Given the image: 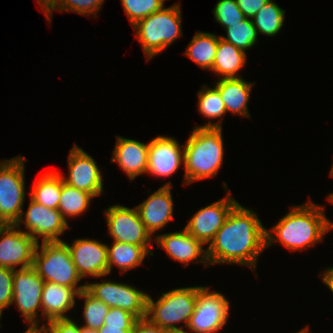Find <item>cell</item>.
Returning a JSON list of instances; mask_svg holds the SVG:
<instances>
[{
  "label": "cell",
  "instance_id": "cell-14",
  "mask_svg": "<svg viewBox=\"0 0 333 333\" xmlns=\"http://www.w3.org/2000/svg\"><path fill=\"white\" fill-rule=\"evenodd\" d=\"M226 196L211 203L192 215L184 227L192 236L201 241L204 246L209 245L214 239L216 232L223 226L229 212L238 203L228 190L224 182Z\"/></svg>",
  "mask_w": 333,
  "mask_h": 333
},
{
  "label": "cell",
  "instance_id": "cell-9",
  "mask_svg": "<svg viewBox=\"0 0 333 333\" xmlns=\"http://www.w3.org/2000/svg\"><path fill=\"white\" fill-rule=\"evenodd\" d=\"M44 280L38 275L33 266L16 269L13 273L12 304L21 312L24 322L30 328L40 326L38 311L42 312V290Z\"/></svg>",
  "mask_w": 333,
  "mask_h": 333
},
{
  "label": "cell",
  "instance_id": "cell-48",
  "mask_svg": "<svg viewBox=\"0 0 333 333\" xmlns=\"http://www.w3.org/2000/svg\"><path fill=\"white\" fill-rule=\"evenodd\" d=\"M330 174H329V176H331L332 178H333V164H332V167H331V169H330V172H329Z\"/></svg>",
  "mask_w": 333,
  "mask_h": 333
},
{
  "label": "cell",
  "instance_id": "cell-16",
  "mask_svg": "<svg viewBox=\"0 0 333 333\" xmlns=\"http://www.w3.org/2000/svg\"><path fill=\"white\" fill-rule=\"evenodd\" d=\"M76 266L78 274L84 277H106L108 275L107 244L95 239H75L71 244L63 241Z\"/></svg>",
  "mask_w": 333,
  "mask_h": 333
},
{
  "label": "cell",
  "instance_id": "cell-39",
  "mask_svg": "<svg viewBox=\"0 0 333 333\" xmlns=\"http://www.w3.org/2000/svg\"><path fill=\"white\" fill-rule=\"evenodd\" d=\"M133 333H172V331L161 328L144 317L136 320Z\"/></svg>",
  "mask_w": 333,
  "mask_h": 333
},
{
  "label": "cell",
  "instance_id": "cell-28",
  "mask_svg": "<svg viewBox=\"0 0 333 333\" xmlns=\"http://www.w3.org/2000/svg\"><path fill=\"white\" fill-rule=\"evenodd\" d=\"M198 96V111L208 119H216L217 122L212 123L211 120L205 125L195 127H219L222 128V116L226 114V107L222 101L219 91L213 87L203 85L202 89L197 92ZM220 118V119H219Z\"/></svg>",
  "mask_w": 333,
  "mask_h": 333
},
{
  "label": "cell",
  "instance_id": "cell-21",
  "mask_svg": "<svg viewBox=\"0 0 333 333\" xmlns=\"http://www.w3.org/2000/svg\"><path fill=\"white\" fill-rule=\"evenodd\" d=\"M78 291L53 282H44L42 290V313L44 321L69 318L66 313L76 305Z\"/></svg>",
  "mask_w": 333,
  "mask_h": 333
},
{
  "label": "cell",
  "instance_id": "cell-11",
  "mask_svg": "<svg viewBox=\"0 0 333 333\" xmlns=\"http://www.w3.org/2000/svg\"><path fill=\"white\" fill-rule=\"evenodd\" d=\"M21 224H24L28 229L24 232L33 237L37 243H40L39 238L41 237V243L61 242L63 240L59 236L70 228L59 210L47 208L31 198L27 212L22 211L15 225L21 229Z\"/></svg>",
  "mask_w": 333,
  "mask_h": 333
},
{
  "label": "cell",
  "instance_id": "cell-34",
  "mask_svg": "<svg viewBox=\"0 0 333 333\" xmlns=\"http://www.w3.org/2000/svg\"><path fill=\"white\" fill-rule=\"evenodd\" d=\"M105 0H58L57 11L75 12L79 15L94 16L103 6Z\"/></svg>",
  "mask_w": 333,
  "mask_h": 333
},
{
  "label": "cell",
  "instance_id": "cell-15",
  "mask_svg": "<svg viewBox=\"0 0 333 333\" xmlns=\"http://www.w3.org/2000/svg\"><path fill=\"white\" fill-rule=\"evenodd\" d=\"M69 174L62 178L65 183L90 193L93 197L103 194L102 173L95 159L76 144L68 155Z\"/></svg>",
  "mask_w": 333,
  "mask_h": 333
},
{
  "label": "cell",
  "instance_id": "cell-36",
  "mask_svg": "<svg viewBox=\"0 0 333 333\" xmlns=\"http://www.w3.org/2000/svg\"><path fill=\"white\" fill-rule=\"evenodd\" d=\"M137 318L120 308H110L105 317L104 325L123 326V329H134Z\"/></svg>",
  "mask_w": 333,
  "mask_h": 333
},
{
  "label": "cell",
  "instance_id": "cell-42",
  "mask_svg": "<svg viewBox=\"0 0 333 333\" xmlns=\"http://www.w3.org/2000/svg\"><path fill=\"white\" fill-rule=\"evenodd\" d=\"M325 272H321V280L324 282L326 286L330 289L333 293V267H327L324 270Z\"/></svg>",
  "mask_w": 333,
  "mask_h": 333
},
{
  "label": "cell",
  "instance_id": "cell-3",
  "mask_svg": "<svg viewBox=\"0 0 333 333\" xmlns=\"http://www.w3.org/2000/svg\"><path fill=\"white\" fill-rule=\"evenodd\" d=\"M222 128L194 127L184 144V185L215 177L222 168Z\"/></svg>",
  "mask_w": 333,
  "mask_h": 333
},
{
  "label": "cell",
  "instance_id": "cell-30",
  "mask_svg": "<svg viewBox=\"0 0 333 333\" xmlns=\"http://www.w3.org/2000/svg\"><path fill=\"white\" fill-rule=\"evenodd\" d=\"M226 36H220L226 42L232 43L238 49L247 53V49L253 48L257 44V29L254 27L252 20H245L230 25L225 28Z\"/></svg>",
  "mask_w": 333,
  "mask_h": 333
},
{
  "label": "cell",
  "instance_id": "cell-25",
  "mask_svg": "<svg viewBox=\"0 0 333 333\" xmlns=\"http://www.w3.org/2000/svg\"><path fill=\"white\" fill-rule=\"evenodd\" d=\"M60 173L52 170L39 176L31 192H28L30 198L47 208L58 210L62 190V174Z\"/></svg>",
  "mask_w": 333,
  "mask_h": 333
},
{
  "label": "cell",
  "instance_id": "cell-33",
  "mask_svg": "<svg viewBox=\"0 0 333 333\" xmlns=\"http://www.w3.org/2000/svg\"><path fill=\"white\" fill-rule=\"evenodd\" d=\"M215 21L227 28L246 19L236 0H219L213 9Z\"/></svg>",
  "mask_w": 333,
  "mask_h": 333
},
{
  "label": "cell",
  "instance_id": "cell-6",
  "mask_svg": "<svg viewBox=\"0 0 333 333\" xmlns=\"http://www.w3.org/2000/svg\"><path fill=\"white\" fill-rule=\"evenodd\" d=\"M33 267L44 282H53L81 292L86 284H80L81 276L78 274L67 245L61 242L37 243ZM79 283V285H78Z\"/></svg>",
  "mask_w": 333,
  "mask_h": 333
},
{
  "label": "cell",
  "instance_id": "cell-37",
  "mask_svg": "<svg viewBox=\"0 0 333 333\" xmlns=\"http://www.w3.org/2000/svg\"><path fill=\"white\" fill-rule=\"evenodd\" d=\"M43 333H80L81 326L72 318L57 319L43 323Z\"/></svg>",
  "mask_w": 333,
  "mask_h": 333
},
{
  "label": "cell",
  "instance_id": "cell-38",
  "mask_svg": "<svg viewBox=\"0 0 333 333\" xmlns=\"http://www.w3.org/2000/svg\"><path fill=\"white\" fill-rule=\"evenodd\" d=\"M268 0H236L246 18L252 19Z\"/></svg>",
  "mask_w": 333,
  "mask_h": 333
},
{
  "label": "cell",
  "instance_id": "cell-1",
  "mask_svg": "<svg viewBox=\"0 0 333 333\" xmlns=\"http://www.w3.org/2000/svg\"><path fill=\"white\" fill-rule=\"evenodd\" d=\"M266 229L254 210L238 202L206 247L209 265L240 264L255 272L266 249Z\"/></svg>",
  "mask_w": 333,
  "mask_h": 333
},
{
  "label": "cell",
  "instance_id": "cell-13",
  "mask_svg": "<svg viewBox=\"0 0 333 333\" xmlns=\"http://www.w3.org/2000/svg\"><path fill=\"white\" fill-rule=\"evenodd\" d=\"M37 242L15 224L0 225V267L16 270L33 266Z\"/></svg>",
  "mask_w": 333,
  "mask_h": 333
},
{
  "label": "cell",
  "instance_id": "cell-41",
  "mask_svg": "<svg viewBox=\"0 0 333 333\" xmlns=\"http://www.w3.org/2000/svg\"><path fill=\"white\" fill-rule=\"evenodd\" d=\"M134 329H123V326L103 325L98 331V333H133Z\"/></svg>",
  "mask_w": 333,
  "mask_h": 333
},
{
  "label": "cell",
  "instance_id": "cell-31",
  "mask_svg": "<svg viewBox=\"0 0 333 333\" xmlns=\"http://www.w3.org/2000/svg\"><path fill=\"white\" fill-rule=\"evenodd\" d=\"M77 297L84 300L83 320L85 324L81 327L99 330L104 325L110 307L92 296L86 289L79 292Z\"/></svg>",
  "mask_w": 333,
  "mask_h": 333
},
{
  "label": "cell",
  "instance_id": "cell-29",
  "mask_svg": "<svg viewBox=\"0 0 333 333\" xmlns=\"http://www.w3.org/2000/svg\"><path fill=\"white\" fill-rule=\"evenodd\" d=\"M284 19L285 10L273 0H268L251 20L258 34L274 37L283 28Z\"/></svg>",
  "mask_w": 333,
  "mask_h": 333
},
{
  "label": "cell",
  "instance_id": "cell-4",
  "mask_svg": "<svg viewBox=\"0 0 333 333\" xmlns=\"http://www.w3.org/2000/svg\"><path fill=\"white\" fill-rule=\"evenodd\" d=\"M181 4L176 3L143 18L133 25L146 61L153 59L182 35Z\"/></svg>",
  "mask_w": 333,
  "mask_h": 333
},
{
  "label": "cell",
  "instance_id": "cell-12",
  "mask_svg": "<svg viewBox=\"0 0 333 333\" xmlns=\"http://www.w3.org/2000/svg\"><path fill=\"white\" fill-rule=\"evenodd\" d=\"M104 215L108 226V234L113 241L133 245H153L151 234L141 221L139 214L134 208H128L121 204L109 206Z\"/></svg>",
  "mask_w": 333,
  "mask_h": 333
},
{
  "label": "cell",
  "instance_id": "cell-44",
  "mask_svg": "<svg viewBox=\"0 0 333 333\" xmlns=\"http://www.w3.org/2000/svg\"><path fill=\"white\" fill-rule=\"evenodd\" d=\"M80 333H98V331L93 330V329H88V328H85V327H81Z\"/></svg>",
  "mask_w": 333,
  "mask_h": 333
},
{
  "label": "cell",
  "instance_id": "cell-32",
  "mask_svg": "<svg viewBox=\"0 0 333 333\" xmlns=\"http://www.w3.org/2000/svg\"><path fill=\"white\" fill-rule=\"evenodd\" d=\"M166 0H121L123 9L131 25L161 10Z\"/></svg>",
  "mask_w": 333,
  "mask_h": 333
},
{
  "label": "cell",
  "instance_id": "cell-40",
  "mask_svg": "<svg viewBox=\"0 0 333 333\" xmlns=\"http://www.w3.org/2000/svg\"><path fill=\"white\" fill-rule=\"evenodd\" d=\"M37 4L41 7L47 22H51L53 12L57 10L58 0H36Z\"/></svg>",
  "mask_w": 333,
  "mask_h": 333
},
{
  "label": "cell",
  "instance_id": "cell-10",
  "mask_svg": "<svg viewBox=\"0 0 333 333\" xmlns=\"http://www.w3.org/2000/svg\"><path fill=\"white\" fill-rule=\"evenodd\" d=\"M85 289L110 308L123 309L137 319L146 317L148 294L134 285L104 280L100 283H86Z\"/></svg>",
  "mask_w": 333,
  "mask_h": 333
},
{
  "label": "cell",
  "instance_id": "cell-45",
  "mask_svg": "<svg viewBox=\"0 0 333 333\" xmlns=\"http://www.w3.org/2000/svg\"><path fill=\"white\" fill-rule=\"evenodd\" d=\"M172 333H192L191 331H186L185 329H183V330H174V331H172Z\"/></svg>",
  "mask_w": 333,
  "mask_h": 333
},
{
  "label": "cell",
  "instance_id": "cell-27",
  "mask_svg": "<svg viewBox=\"0 0 333 333\" xmlns=\"http://www.w3.org/2000/svg\"><path fill=\"white\" fill-rule=\"evenodd\" d=\"M92 198L94 197L90 193L70 186L62 178V190L58 210L66 222L67 217L73 218L84 214L91 204Z\"/></svg>",
  "mask_w": 333,
  "mask_h": 333
},
{
  "label": "cell",
  "instance_id": "cell-7",
  "mask_svg": "<svg viewBox=\"0 0 333 333\" xmlns=\"http://www.w3.org/2000/svg\"><path fill=\"white\" fill-rule=\"evenodd\" d=\"M25 157L0 162V225L16 224L25 201Z\"/></svg>",
  "mask_w": 333,
  "mask_h": 333
},
{
  "label": "cell",
  "instance_id": "cell-18",
  "mask_svg": "<svg viewBox=\"0 0 333 333\" xmlns=\"http://www.w3.org/2000/svg\"><path fill=\"white\" fill-rule=\"evenodd\" d=\"M154 241L166 251L170 259L188 266L194 261L209 267L207 249L204 244L192 236L185 228L182 231L155 235Z\"/></svg>",
  "mask_w": 333,
  "mask_h": 333
},
{
  "label": "cell",
  "instance_id": "cell-2",
  "mask_svg": "<svg viewBox=\"0 0 333 333\" xmlns=\"http://www.w3.org/2000/svg\"><path fill=\"white\" fill-rule=\"evenodd\" d=\"M333 229L322 205L312 201L291 206L271 230L266 229V248L277 242L290 251H303L323 241L324 235ZM275 234V235H274Z\"/></svg>",
  "mask_w": 333,
  "mask_h": 333
},
{
  "label": "cell",
  "instance_id": "cell-17",
  "mask_svg": "<svg viewBox=\"0 0 333 333\" xmlns=\"http://www.w3.org/2000/svg\"><path fill=\"white\" fill-rule=\"evenodd\" d=\"M182 149V150H181ZM184 144L173 137L157 136L149 142L147 172L151 176L169 177L184 166Z\"/></svg>",
  "mask_w": 333,
  "mask_h": 333
},
{
  "label": "cell",
  "instance_id": "cell-5",
  "mask_svg": "<svg viewBox=\"0 0 333 333\" xmlns=\"http://www.w3.org/2000/svg\"><path fill=\"white\" fill-rule=\"evenodd\" d=\"M197 298V286L176 288L162 293L154 299L147 295L146 317L161 328L174 331L187 328L194 313ZM182 326H177L181 324Z\"/></svg>",
  "mask_w": 333,
  "mask_h": 333
},
{
  "label": "cell",
  "instance_id": "cell-19",
  "mask_svg": "<svg viewBox=\"0 0 333 333\" xmlns=\"http://www.w3.org/2000/svg\"><path fill=\"white\" fill-rule=\"evenodd\" d=\"M172 186L171 182H166L141 204L135 206L141 221L151 236L164 228L174 218Z\"/></svg>",
  "mask_w": 333,
  "mask_h": 333
},
{
  "label": "cell",
  "instance_id": "cell-47",
  "mask_svg": "<svg viewBox=\"0 0 333 333\" xmlns=\"http://www.w3.org/2000/svg\"><path fill=\"white\" fill-rule=\"evenodd\" d=\"M327 200H329L330 203L333 204V193L328 194V196H327Z\"/></svg>",
  "mask_w": 333,
  "mask_h": 333
},
{
  "label": "cell",
  "instance_id": "cell-23",
  "mask_svg": "<svg viewBox=\"0 0 333 333\" xmlns=\"http://www.w3.org/2000/svg\"><path fill=\"white\" fill-rule=\"evenodd\" d=\"M111 245V247L107 245L108 275L111 274L113 265L124 274L141 265L146 256H153V252L149 249L153 245H133L116 241Z\"/></svg>",
  "mask_w": 333,
  "mask_h": 333
},
{
  "label": "cell",
  "instance_id": "cell-22",
  "mask_svg": "<svg viewBox=\"0 0 333 333\" xmlns=\"http://www.w3.org/2000/svg\"><path fill=\"white\" fill-rule=\"evenodd\" d=\"M253 85L254 83L239 77L218 79L214 87L219 91L227 113L250 118L248 102Z\"/></svg>",
  "mask_w": 333,
  "mask_h": 333
},
{
  "label": "cell",
  "instance_id": "cell-8",
  "mask_svg": "<svg viewBox=\"0 0 333 333\" xmlns=\"http://www.w3.org/2000/svg\"><path fill=\"white\" fill-rule=\"evenodd\" d=\"M230 302L217 291L207 286H197L194 313L191 315L188 331L192 333H217L228 321Z\"/></svg>",
  "mask_w": 333,
  "mask_h": 333
},
{
  "label": "cell",
  "instance_id": "cell-43",
  "mask_svg": "<svg viewBox=\"0 0 333 333\" xmlns=\"http://www.w3.org/2000/svg\"><path fill=\"white\" fill-rule=\"evenodd\" d=\"M24 333H43V330L40 327H38V328L28 327Z\"/></svg>",
  "mask_w": 333,
  "mask_h": 333
},
{
  "label": "cell",
  "instance_id": "cell-46",
  "mask_svg": "<svg viewBox=\"0 0 333 333\" xmlns=\"http://www.w3.org/2000/svg\"><path fill=\"white\" fill-rule=\"evenodd\" d=\"M296 333H310L309 327H305V328L301 329L300 331H298Z\"/></svg>",
  "mask_w": 333,
  "mask_h": 333
},
{
  "label": "cell",
  "instance_id": "cell-26",
  "mask_svg": "<svg viewBox=\"0 0 333 333\" xmlns=\"http://www.w3.org/2000/svg\"><path fill=\"white\" fill-rule=\"evenodd\" d=\"M218 42L219 36L214 33L197 31L184 54L202 69L211 71Z\"/></svg>",
  "mask_w": 333,
  "mask_h": 333
},
{
  "label": "cell",
  "instance_id": "cell-24",
  "mask_svg": "<svg viewBox=\"0 0 333 333\" xmlns=\"http://www.w3.org/2000/svg\"><path fill=\"white\" fill-rule=\"evenodd\" d=\"M247 53L226 42L219 36L216 56L211 71L220 79L239 78L238 73L244 68Z\"/></svg>",
  "mask_w": 333,
  "mask_h": 333
},
{
  "label": "cell",
  "instance_id": "cell-35",
  "mask_svg": "<svg viewBox=\"0 0 333 333\" xmlns=\"http://www.w3.org/2000/svg\"><path fill=\"white\" fill-rule=\"evenodd\" d=\"M13 273V269L0 267V314L12 303Z\"/></svg>",
  "mask_w": 333,
  "mask_h": 333
},
{
  "label": "cell",
  "instance_id": "cell-20",
  "mask_svg": "<svg viewBox=\"0 0 333 333\" xmlns=\"http://www.w3.org/2000/svg\"><path fill=\"white\" fill-rule=\"evenodd\" d=\"M148 148L149 142L145 144L117 135L111 161L118 163L119 167L133 181L138 175L147 172Z\"/></svg>",
  "mask_w": 333,
  "mask_h": 333
}]
</instances>
